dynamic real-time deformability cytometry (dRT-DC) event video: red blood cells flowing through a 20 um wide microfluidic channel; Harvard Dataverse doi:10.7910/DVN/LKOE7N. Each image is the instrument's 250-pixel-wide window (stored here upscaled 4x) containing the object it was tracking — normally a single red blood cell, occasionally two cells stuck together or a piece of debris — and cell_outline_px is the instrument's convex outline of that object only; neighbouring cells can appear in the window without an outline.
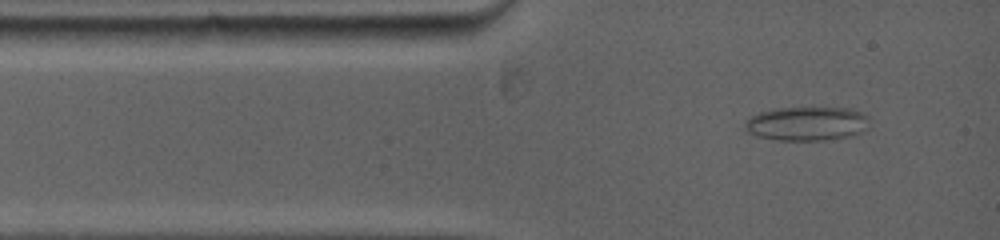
{"species": "common noctule bat (a hibernating species)", "species_latin": "Nyctalus noctula", "temperature_condition": "warm", "stored_images_in_passage": 66, "camera_frame_rate_fps": 5000, "um_per_image_px": 0.085, "animal": {"sex": "female", "body_mass_g": 19.0, "forearm_length_mm": 53.3}, "frame": {"image": 1, "passage_image": 4, "time_ms": 0.8, "image_size_px": [1000, 240], "cell_outline_px": [[868, 128], [860, 132], [848, 136], [824, 140], [776, 140], [756, 136], [748, 132], [744, 128], [744, 120], [748, 116], [760, 112], [776, 108], [848, 108], [860, 112], [868, 116]], "centroid_in_image_um": [68.52, 10.51], "position_along_channel_um": 16.5, "area_um2": 24.74}}
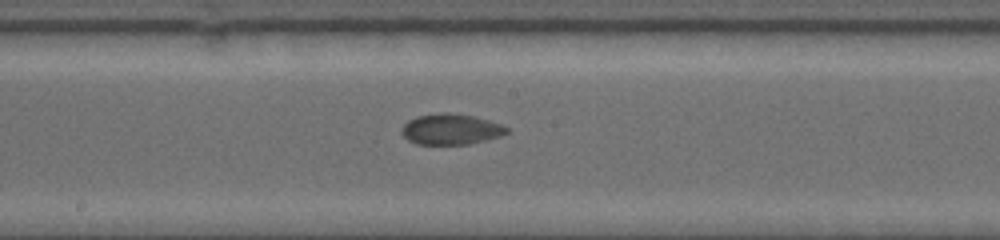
{"frame": {"image": 2, "passage_image": 26, "time_ms": 6.4, "image_size_px": [1000, 240], "cell_outline_px": [[508, 132], [500, 136], [468, 144], [416, 144], [408, 140], [400, 132], [404, 124], [408, 120], [416, 116], [440, 112], [448, 112], [476, 116], [500, 124], [508, 128]], "centroid_in_image_um": [38.29, 10.97], "position_along_channel_um": 209.9, "area_um2": 18.84}}
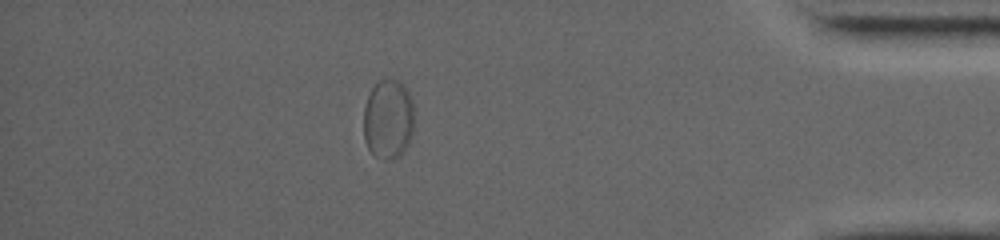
{"frame": {"image": 3, "passage_image": 50, "time_ms": 12.6, "image_size_px": [1000, 240], "cell_outline_px": [[412, 132], [408, 144], [396, 156], [388, 160], [384, 160], [376, 156], [368, 148], [364, 140], [364, 108], [368, 96], [372, 88], [380, 80], [396, 80], [404, 84], [408, 88], [412, 104]], "centroid_in_image_um": [32.98, 10.11], "position_along_channel_um": 402.2, "area_um2": 23.12}}